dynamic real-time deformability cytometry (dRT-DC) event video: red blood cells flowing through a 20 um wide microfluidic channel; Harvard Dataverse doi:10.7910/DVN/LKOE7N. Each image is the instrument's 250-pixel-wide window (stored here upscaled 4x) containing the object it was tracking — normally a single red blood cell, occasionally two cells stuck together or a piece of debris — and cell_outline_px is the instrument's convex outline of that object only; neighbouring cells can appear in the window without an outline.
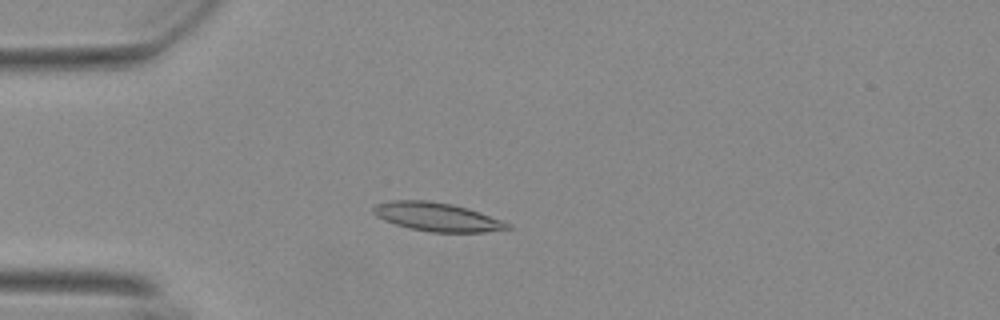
{"species": "Egyptian fruit bat (a non-hibernating species)", "species_latin": "Rousettus aegyptiacus", "temperature_condition": "warm", "stored_images_in_passage": 49, "camera_frame_rate_fps": 3000, "um_per_image_px": 0.085, "animal": {"sex": "female"}, "frame": {"image": 1, "passage_image": 9, "time_ms": 2.667, "image_size_px": [1000, 320], "cell_outline_px": [[512, 228], [484, 232], [432, 232], [412, 228], [396, 224], [384, 220], [376, 216], [372, 212], [372, 208], [376, 204], [392, 200], [428, 200], [452, 204], [468, 208], [480, 212], [512, 224]], "centroid_in_image_um": [37.16, 18.43], "position_along_channel_um": 47.8, "area_um2": 22.31}}
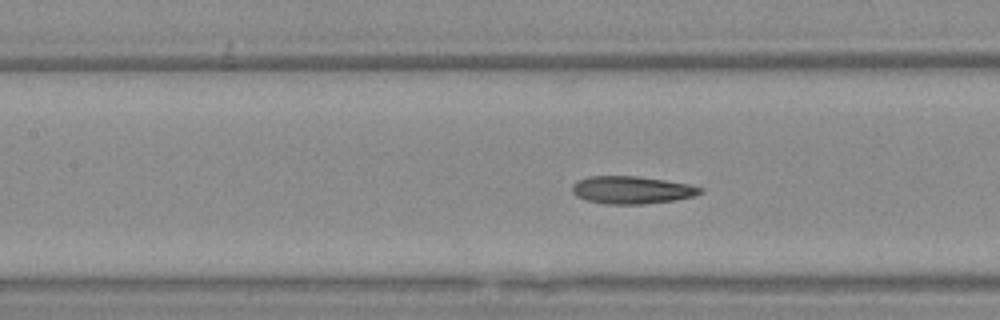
{"frame": {"image": 2, "passage_image": 19, "time_ms": 6.0, "image_size_px": [1000, 320], "cell_outline_px": [[704, 192], [696, 196], [676, 200], [644, 204], [608, 204], [588, 200], [576, 196], [572, 192], [572, 184], [576, 180], [588, 176], [636, 176], [664, 180], [688, 184], [704, 188]], "centroid_in_image_um": [53.72, 16.14], "position_along_channel_um": 153.7, "area_um2": 20.75}}
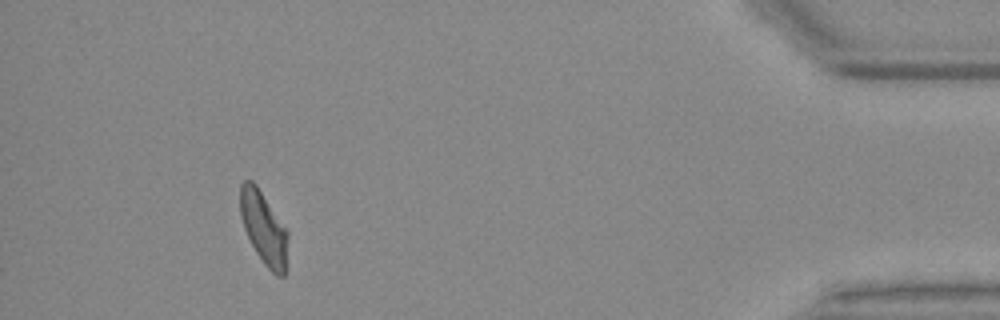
{"frame": {"image": 3, "passage_image": 45, "time_ms": 14.667, "image_size_px": [1000, 320], "cell_outline_px": [[288, 236], [284, 276], [276, 276], [264, 264], [256, 252], [244, 228], [240, 216], [240, 184], [244, 180], [252, 180], [256, 184], [288, 232]], "centroid_in_image_um": [22.4, 19.36], "position_along_channel_um": 412.8, "area_um2": 19.88}, "authors_computed_cell_mechanics": {"area_um2": 20.4612, "velocity_mm_per_s": 3.7, "shape_relaxation_time_tau1_ms": 10.7152, "shape_relaxation_time_tau2_ms": 2.3151, "deformation_change_tau1": 0.2574, "deformation_change_tau2": 0.0994}}